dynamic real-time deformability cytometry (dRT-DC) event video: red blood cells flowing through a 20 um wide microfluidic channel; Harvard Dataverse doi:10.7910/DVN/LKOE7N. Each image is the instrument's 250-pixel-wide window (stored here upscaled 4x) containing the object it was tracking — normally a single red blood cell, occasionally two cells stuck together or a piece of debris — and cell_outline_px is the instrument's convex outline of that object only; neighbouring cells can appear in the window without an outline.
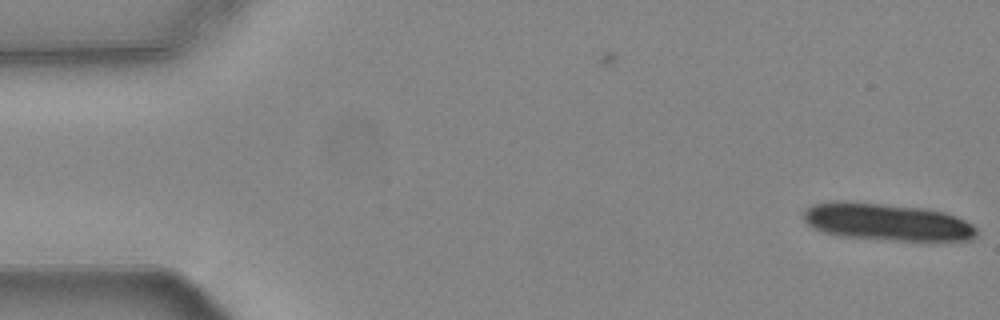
{"species": "common noctule bat (a hibernating species)", "species_latin": "Nyctalus noctula", "temperature_condition": "warm", "stored_images_in_passage": 6, "camera_frame_rate_fps": 3000, "um_per_image_px": 0.085, "animal": {"sex": "female", "body_mass_g": 24.6, "forearm_length_mm": 56.2}, "frame": {"image": 1, "passage_image": 6, "time_ms": 1.667, "image_size_px": [1000, 320], "cell_outline_px": [[976, 236], [972, 240], [892, 240], [840, 236], [824, 232], [808, 224], [804, 220], [804, 208], [812, 204], [836, 200], [924, 208], [944, 212], [956, 216], [972, 224], [976, 228]], "centroid_in_image_um": [75.37, 18.86], "position_along_channel_um": 9.6, "area_um2": 37.34}}